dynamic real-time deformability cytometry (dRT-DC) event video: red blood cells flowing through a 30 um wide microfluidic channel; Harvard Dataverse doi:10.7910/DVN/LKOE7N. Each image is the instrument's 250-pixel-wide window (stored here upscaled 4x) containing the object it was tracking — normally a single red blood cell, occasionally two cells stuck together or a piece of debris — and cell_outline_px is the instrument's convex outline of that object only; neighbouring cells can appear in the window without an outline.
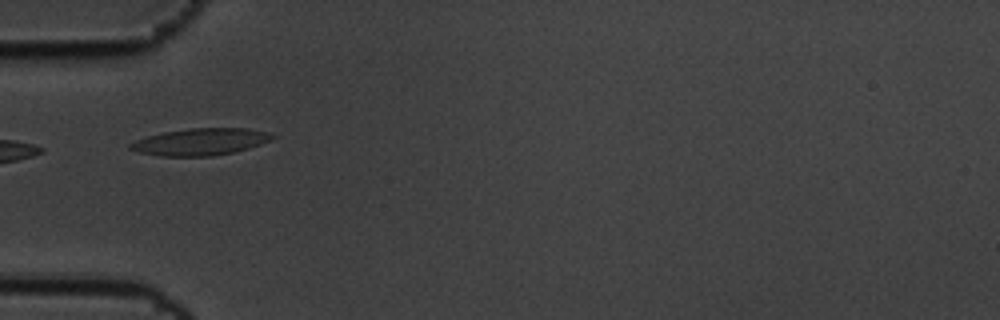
{"species": "common noctule bat (a hibernating species)", "species_latin": "Nyctalus noctula", "temperature_condition": "cold", "stored_images_in_passage": 5, "camera_frame_rate_fps": 3000, "um_per_image_px": 0.085, "animal": {"sex": "male", "body_mass_g": 19.5, "forearm_length_mm": 54.6}, "frame": {"image": 1, "passage_image": 2, "time_ms": 0.333, "image_size_px": [1000, 320], "cell_outline_px": [[276, 136], [272, 140], [248, 148], [232, 152], [212, 156], [160, 156], [140, 152], [128, 148], [128, 144], [136, 140], [148, 136], [164, 132], [188, 128], [248, 128], [268, 132]], "centroid_in_image_um": [17.05, 12.04], "position_along_channel_um": 68.0, "area_um2": 22.2}}
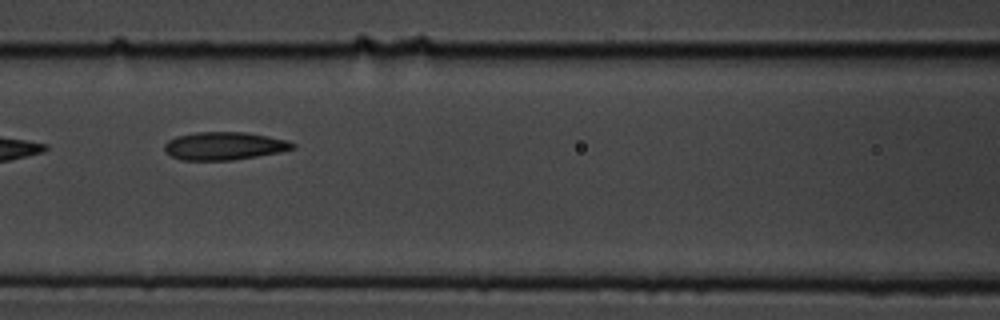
{"frame": {"image": 2, "passage_image": 4, "time_ms": 1.0, "image_size_px": [1000, 320], "cell_outline_px": [[296, 148], [280, 152], [232, 160], [180, 160], [172, 156], [164, 148], [164, 144], [168, 140], [176, 136], [196, 132], [244, 132], [268, 136], [288, 140], [296, 144]], "centroid_in_image_um": [19.08, 12.4], "position_along_channel_um": 147.5, "area_um2": 20.87}}
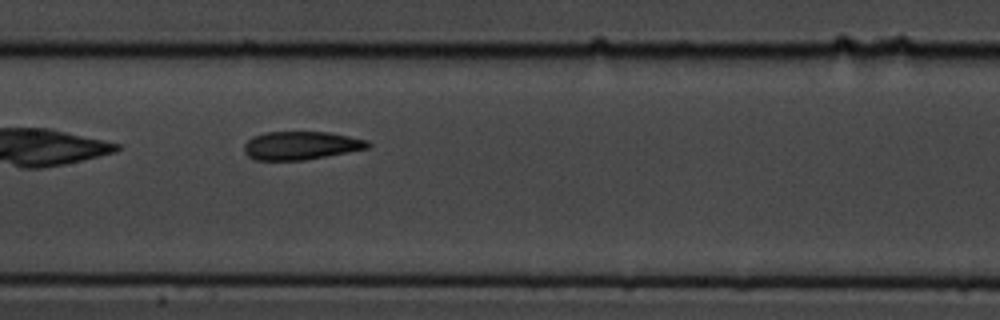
{"frame": {"image": 3, "passage_image": 5, "time_ms": 1.333, "image_size_px": [1000, 320], "cell_outline_px": [[372, 144], [368, 148], [304, 160], [256, 160], [248, 156], [244, 152], [244, 144], [252, 136], [264, 132], [332, 132], [368, 140]], "centroid_in_image_um": [25.57, 12.36], "position_along_channel_um": 181.8, "area_um2": 20.46}}